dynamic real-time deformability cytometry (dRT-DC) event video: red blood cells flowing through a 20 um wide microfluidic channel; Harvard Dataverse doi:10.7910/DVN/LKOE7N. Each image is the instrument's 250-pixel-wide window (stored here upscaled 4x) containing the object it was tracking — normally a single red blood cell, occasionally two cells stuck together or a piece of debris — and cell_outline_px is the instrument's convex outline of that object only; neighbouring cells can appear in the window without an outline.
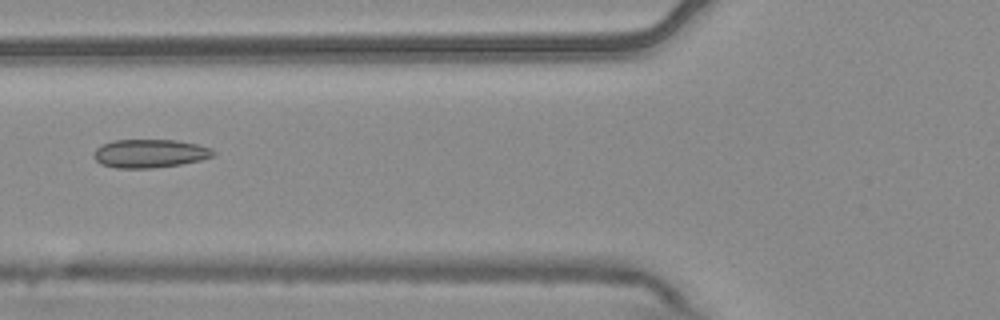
{"species": "common noctule bat (a hibernating species)", "species_latin": "Nyctalus noctula", "temperature_condition": "warm", "stored_images_in_passage": 5, "camera_frame_rate_fps": 3000, "um_per_image_px": 0.085, "animal": {"sex": "male", "body_mass_g": 20.4}, "frame": {"image": 1, "passage_image": 5, "time_ms": 1.333, "image_size_px": [1000, 320], "cell_outline_px": [[216, 152], [212, 156], [200, 160], [180, 164], [152, 168], [116, 168], [100, 164], [92, 156], [92, 152], [96, 148], [112, 140], [176, 140], [196, 144], [212, 148]], "centroid_in_image_um": [12.7, 13.04], "position_along_channel_um": 113.1, "area_um2": 19.83}}